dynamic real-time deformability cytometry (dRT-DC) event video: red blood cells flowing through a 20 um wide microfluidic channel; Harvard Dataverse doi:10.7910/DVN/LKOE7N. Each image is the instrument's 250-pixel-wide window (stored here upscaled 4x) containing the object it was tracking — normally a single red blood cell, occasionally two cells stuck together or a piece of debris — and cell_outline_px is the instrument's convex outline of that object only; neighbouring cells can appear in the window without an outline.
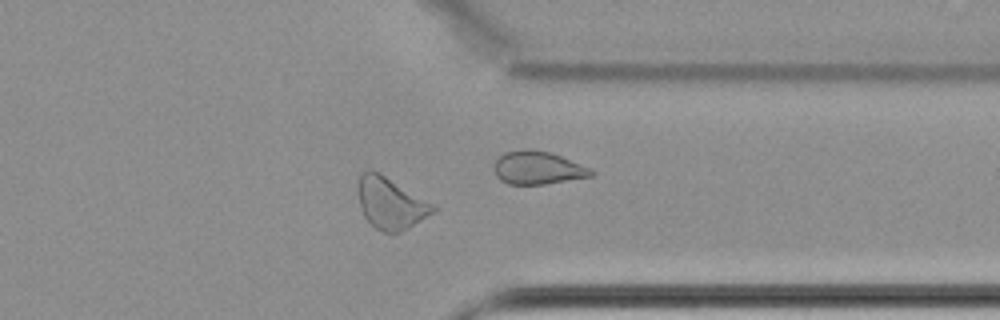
{"species": "common noctule bat (a hibernating species)", "species_latin": "Nyctalus noctula", "temperature_condition": "cold", "stored_images_in_passage": 46, "camera_frame_rate_fps": 3000, "um_per_image_px": 0.085, "animal": {"sex": "female", "body_mass_g": 22.7, "forearm_length_mm": 54.2}, "frame": {"image": 1, "passage_image": 33, "time_ms": 10.667, "image_size_px": [1000, 320], "cell_outline_px": [[436, 208], [432, 212], [408, 228], [400, 232], [384, 232], [376, 228], [364, 216], [360, 204], [360, 176], [364, 172], [372, 168], [380, 172], [432, 204]], "centroid_in_image_um": [33.19, 17.26], "position_along_channel_um": 378.2, "area_um2": 21.68}, "authors_computed_cell_mechanics": {"area_um2": 21.0103, "velocity_mm_per_s": 3.399, "shape_relaxation_time_tau1_ms": null, "shape_relaxation_time_tau2_ms": 2.5599, "deformation_change_tau1": null, "deformation_change_tau2": 0.0863}}